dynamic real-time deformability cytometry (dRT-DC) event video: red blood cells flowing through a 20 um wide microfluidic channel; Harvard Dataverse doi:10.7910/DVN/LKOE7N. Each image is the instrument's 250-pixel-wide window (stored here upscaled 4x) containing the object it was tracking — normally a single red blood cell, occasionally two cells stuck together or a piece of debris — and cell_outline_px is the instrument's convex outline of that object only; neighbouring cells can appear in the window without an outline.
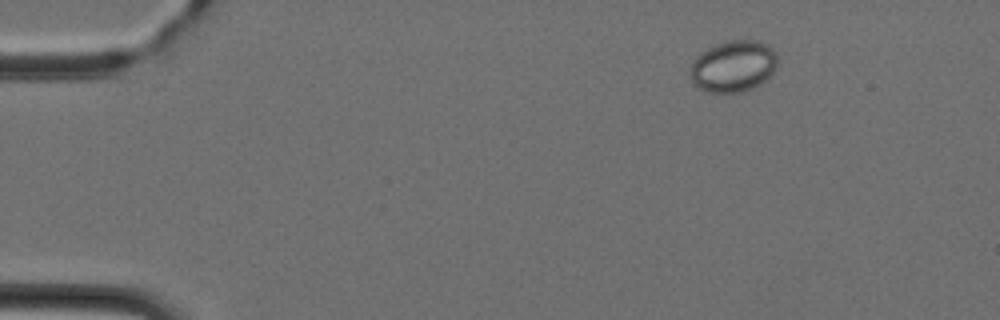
{"species": "Egyptian fruit bat (a non-hibernating species)", "species_latin": "Rousettus aegyptiacus", "temperature_condition": "cold", "stored_images_in_passage": 49, "camera_frame_rate_fps": 3000, "um_per_image_px": 0.085, "animal": {"sex": "female"}, "frame": {"image": 1, "passage_image": 6, "time_ms": 1.667, "image_size_px": [1000, 320], "cell_outline_px": [[776, 64], [772, 72], [760, 84], [744, 92], [708, 92], [700, 88], [692, 80], [692, 60], [700, 52], [716, 44], [728, 40], [756, 40], [768, 44], [776, 52]], "centroid_in_image_um": [62.34, 5.61], "position_along_channel_um": 22.7, "area_um2": 25.95}}
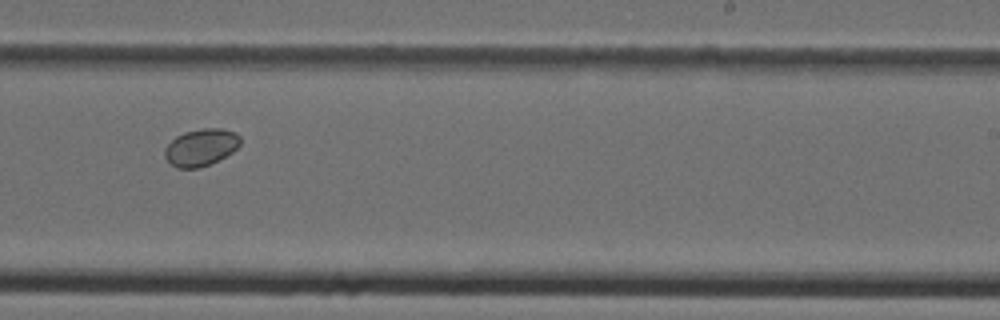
{"frame": {"image": 2, "passage_image": 30, "time_ms": 9.667, "image_size_px": [1000, 320], "cell_outline_px": [[240, 144], [232, 152], [200, 168], [176, 168], [164, 156], [164, 148], [176, 136], [184, 132], [204, 128], [220, 128], [236, 132], [240, 136]], "centroid_in_image_um": [17.07, 12.51], "position_along_channel_um": 271.9, "area_um2": 16.18}}
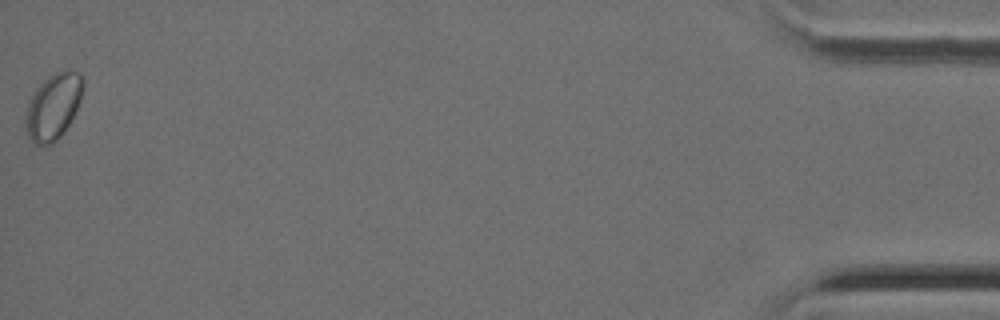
{"frame": {"image": 3, "passage_image": 48, "time_ms": 15.667, "image_size_px": [1000, 320], "cell_outline_px": [[84, 88], [76, 112], [64, 132], [52, 144], [36, 144], [28, 136], [24, 124], [28, 100], [36, 88], [48, 76], [64, 68], [68, 68], [80, 72], [84, 80]], "centroid_in_image_um": [4.55, 9.0], "position_along_channel_um": 430.7, "area_um2": 22.48}}